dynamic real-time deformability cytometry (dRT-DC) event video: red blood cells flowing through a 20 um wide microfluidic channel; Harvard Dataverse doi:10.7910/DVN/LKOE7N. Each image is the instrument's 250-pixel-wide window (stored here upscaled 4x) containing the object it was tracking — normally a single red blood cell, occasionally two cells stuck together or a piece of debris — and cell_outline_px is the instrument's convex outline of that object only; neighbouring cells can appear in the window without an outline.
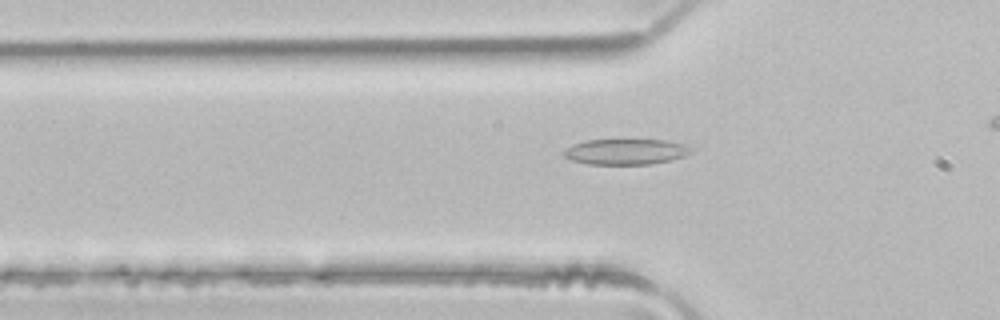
{"species": "common noctule bat (a hibernating species)", "species_latin": "Nyctalus noctula", "temperature_condition": "room temperature", "stored_images_in_passage": 38, "camera_frame_rate_fps": 3000, "um_per_image_px": 0.085, "animal": {"sex": "male", "body_mass_g": 21.5, "forearm_length_mm": 52.0}, "frame": {"image": 1, "passage_image": 12, "time_ms": 3.667, "image_size_px": [1000, 320], "cell_outline_px": [[692, 152], [684, 156], [672, 160], [652, 164], [588, 164], [572, 160], [564, 156], [564, 148], [572, 144], [584, 140], [620, 136], [624, 136], [664, 140], [688, 144], [692, 148]], "centroid_in_image_um": [53.2, 12.82], "position_along_channel_um": 72.6, "area_um2": 20.4}}
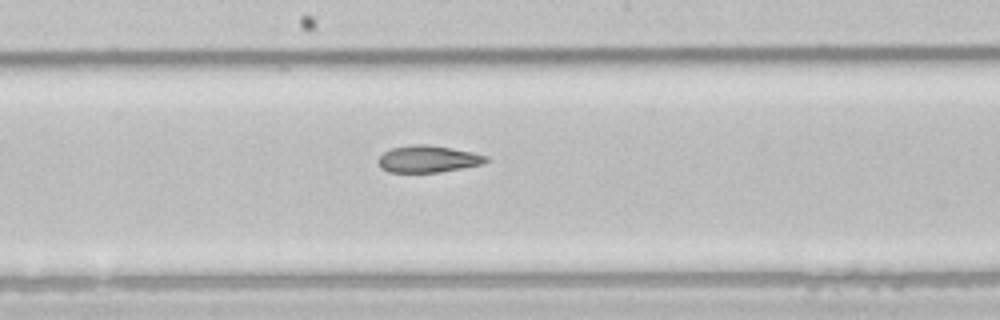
{"frame": {"image": 2, "passage_image": 22, "time_ms": 7.0, "image_size_px": [1000, 320], "cell_outline_px": [[488, 160], [480, 164], [440, 172], [388, 172], [380, 168], [376, 160], [384, 152], [392, 148], [412, 144], [428, 144], [452, 148], [472, 152], [488, 156]], "centroid_in_image_um": [36.33, 13.51], "position_along_channel_um": 211.9, "area_um2": 16.88}}
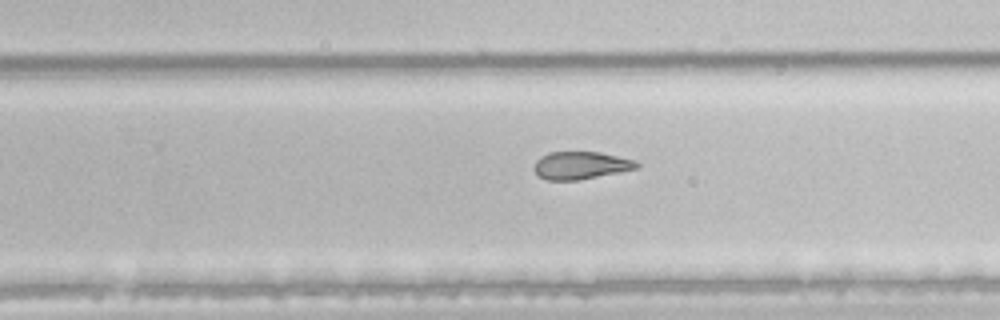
{"frame": {"image": 3, "passage_image": 27, "time_ms": 8.667, "image_size_px": [1000, 320], "cell_outline_px": [[640, 164], [636, 168], [580, 180], [548, 180], [540, 176], [532, 168], [536, 160], [540, 156], [548, 152], [600, 152], [636, 160]], "centroid_in_image_um": [49.34, 14.04], "position_along_channel_um": 280.5, "area_um2": 16.47}}